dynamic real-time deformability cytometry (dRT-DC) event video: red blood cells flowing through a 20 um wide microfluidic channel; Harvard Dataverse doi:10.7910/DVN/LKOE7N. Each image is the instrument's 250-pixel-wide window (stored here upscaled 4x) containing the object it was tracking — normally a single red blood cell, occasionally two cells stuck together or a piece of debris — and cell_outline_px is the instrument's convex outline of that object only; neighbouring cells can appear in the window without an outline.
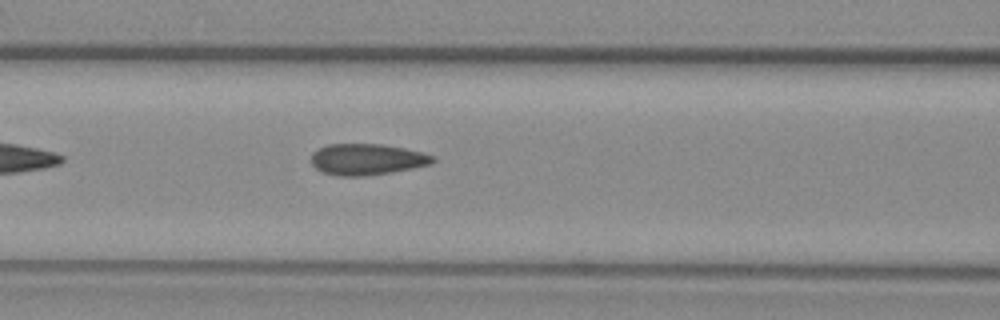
{"species": "common noctule bat (a hibernating species)", "species_latin": "Nyctalus noctula", "temperature_condition": "warm", "stored_images_in_passage": 28, "camera_frame_rate_fps": 3000, "um_per_image_px": 0.085, "animal": {"sex": "female", "body_mass_g": 29.2, "forearm_length_mm": 56.3}, "frame": {"image": 1, "passage_image": 6, "time_ms": 1.667, "image_size_px": [1000, 320], "cell_outline_px": [[436, 160], [432, 164], [392, 172], [360, 176], [336, 176], [324, 172], [316, 168], [312, 164], [312, 152], [328, 144], [384, 144], [404, 148], [420, 152], [432, 156]], "centroid_in_image_um": [31.19, 13.54], "position_along_channel_um": 135.4, "area_um2": 21.96}}
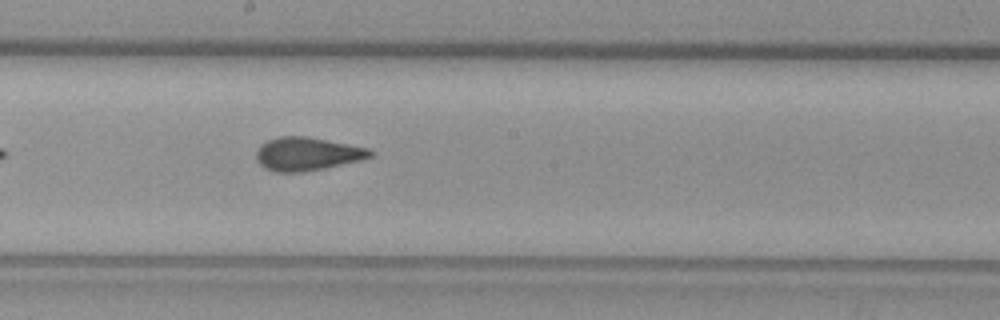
{"frame": {"image": 2, "passage_image": 13, "time_ms": 4.0, "image_size_px": [1000, 320], "cell_outline_px": [[372, 156], [360, 160], [324, 168], [304, 172], [276, 172], [264, 168], [256, 160], [256, 152], [260, 144], [268, 140], [280, 136], [308, 136], [368, 148], [372, 152]], "centroid_in_image_um": [26.06, 13.08], "position_along_channel_um": 222.1, "area_um2": 22.08}}
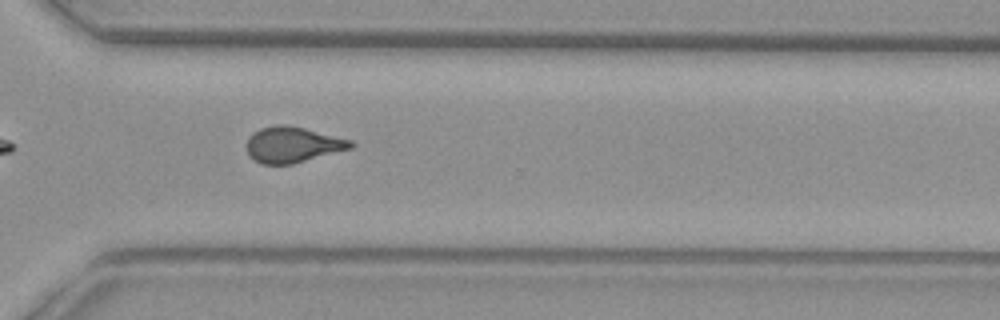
{"frame": {"image": 3, "passage_image": 23, "time_ms": 7.333, "image_size_px": [1000, 320], "cell_outline_px": [[356, 144], [352, 148], [292, 164], [260, 164], [252, 160], [248, 156], [248, 136], [252, 132], [260, 128], [280, 124], [288, 124], [352, 140]], "centroid_in_image_um": [24.86, 12.29], "position_along_channel_um": 345.7, "area_um2": 21.79}}